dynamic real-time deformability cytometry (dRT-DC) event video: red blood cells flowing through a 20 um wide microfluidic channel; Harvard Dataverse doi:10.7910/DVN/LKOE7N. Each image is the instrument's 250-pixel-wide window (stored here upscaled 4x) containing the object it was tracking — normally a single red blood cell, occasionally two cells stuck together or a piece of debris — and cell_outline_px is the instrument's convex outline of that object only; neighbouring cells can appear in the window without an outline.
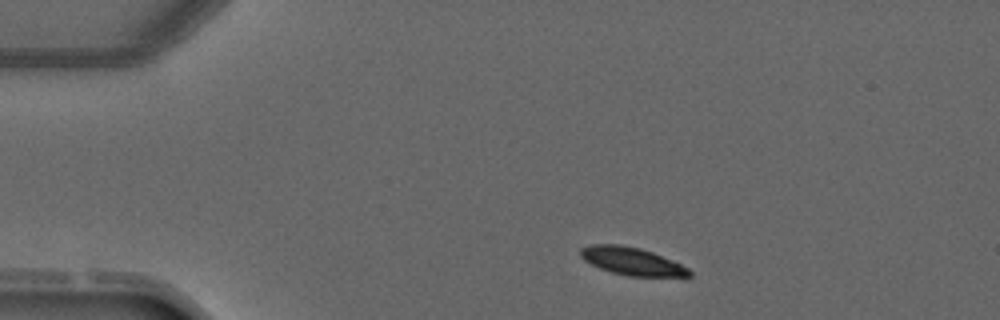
{"species": "common noctule bat (a hibernating species)", "species_latin": "Nyctalus noctula", "temperature_condition": "warm", "stored_images_in_passage": 2, "camera_frame_rate_fps": 3000, "um_per_image_px": 0.085, "animal": {"sex": "male", "forearm_length_mm": 52.5}, "frame": {"image": 1, "passage_image": 1, "time_ms": 0.0, "image_size_px": [1000, 320], "cell_outline_px": [[692, 276], [628, 276], [612, 272], [600, 268], [584, 260], [580, 256], [580, 248], [592, 244], [620, 244], [640, 248], [652, 252], [680, 264], [688, 268], [692, 272]], "centroid_in_image_um": [53.68, 22.19], "position_along_channel_um": 31.3, "area_um2": 17.4}}